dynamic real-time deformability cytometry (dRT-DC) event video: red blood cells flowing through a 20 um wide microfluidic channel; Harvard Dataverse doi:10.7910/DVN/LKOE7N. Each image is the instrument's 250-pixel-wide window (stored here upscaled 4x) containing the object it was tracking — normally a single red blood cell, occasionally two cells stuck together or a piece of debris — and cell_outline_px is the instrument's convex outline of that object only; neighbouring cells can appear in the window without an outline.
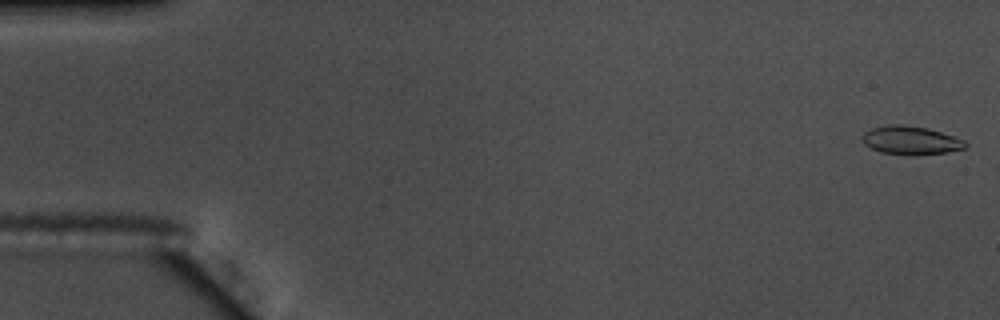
{"species": "common noctule bat (a hibernating species)", "species_latin": "Nyctalus noctula", "temperature_condition": "warm", "stored_images_in_passage": 53, "camera_frame_rate_fps": 3000, "um_per_image_px": 0.085, "animal": {"sex": "male", "body_mass_g": 17.5, "forearm_length_mm": 52.3}, "frame": {"image": 1, "passage_image": 1, "time_ms": 0.0, "image_size_px": [1000, 320], "cell_outline_px": [[968, 148], [948, 152], [916, 156], [908, 156], [880, 152], [864, 144], [860, 140], [860, 136], [864, 132], [872, 128], [888, 124], [900, 124], [928, 128], [964, 140], [968, 144]], "centroid_in_image_um": [77.4, 11.95], "position_along_channel_um": 7.6, "area_um2": 17.51}}
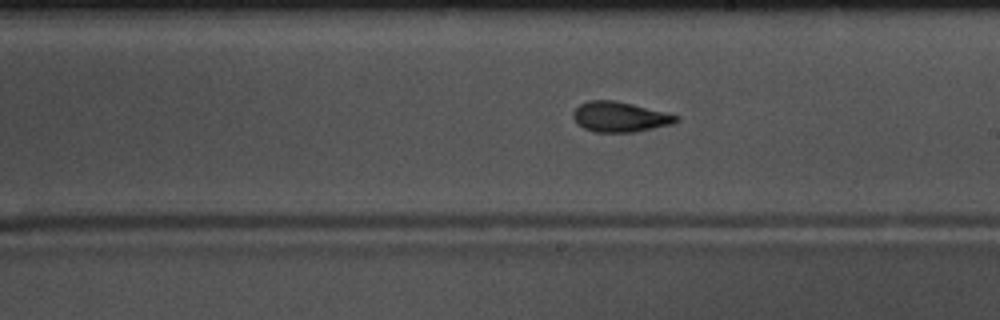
{"frame": {"image": 2, "passage_image": 32, "time_ms": 10.333, "image_size_px": [1000, 320], "cell_outline_px": [[680, 120], [672, 124], [632, 132], [596, 132], [584, 128], [572, 116], [572, 112], [580, 104], [588, 100], [616, 100], [680, 116]], "centroid_in_image_um": [52.69, 9.92], "position_along_channel_um": 236.3, "area_um2": 17.92}}
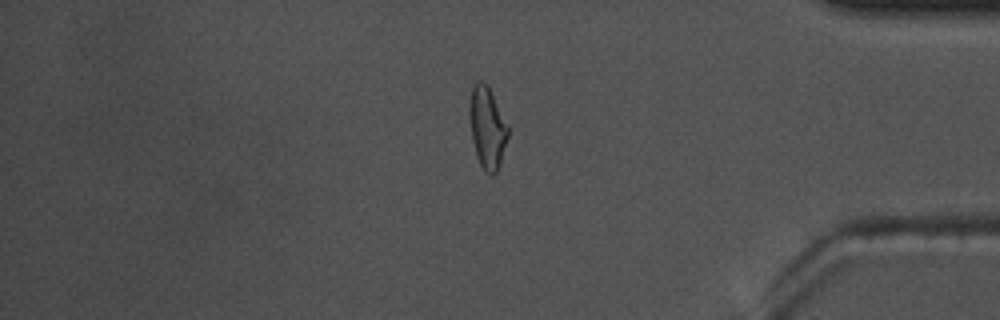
{"frame": {"image": 3, "passage_image": 47, "time_ms": 15.333, "image_size_px": [1000, 320], "cell_outline_px": [[508, 136], [496, 172], [492, 176], [484, 172], [476, 156], [472, 140], [468, 116], [468, 104], [472, 88], [476, 80], [480, 80], [488, 88], [508, 124]], "centroid_in_image_um": [41.37, 10.86], "position_along_channel_um": 393.8, "area_um2": 18.21}}